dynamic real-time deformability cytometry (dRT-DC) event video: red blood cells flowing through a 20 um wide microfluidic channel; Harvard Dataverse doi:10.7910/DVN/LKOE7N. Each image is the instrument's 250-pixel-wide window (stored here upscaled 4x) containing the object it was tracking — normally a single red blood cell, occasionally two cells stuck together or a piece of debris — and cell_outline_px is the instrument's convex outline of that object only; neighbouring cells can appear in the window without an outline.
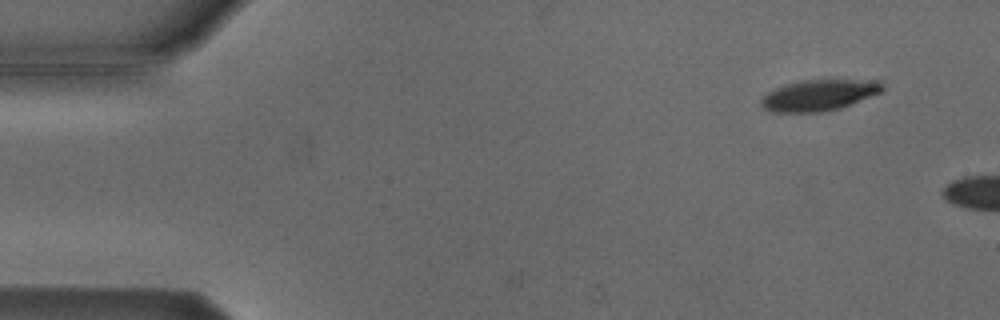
{"species": "Egyptian fruit bat (a non-hibernating species)", "species_latin": "Rousettus aegyptiacus", "temperature_condition": "cold", "stored_images_in_passage": 2, "camera_frame_rate_fps": 3000, "um_per_image_px": 0.085, "animal": {"sex": "male"}, "frame": {"image": 1, "passage_image": 1, "time_ms": 0.0, "image_size_px": [1000, 320], "cell_outline_px": [[884, 92], [840, 108], [820, 112], [772, 112], [764, 108], [760, 104], [760, 100], [768, 92], [776, 88], [800, 80], [884, 80]], "centroid_in_image_um": [69.68, 8.08], "position_along_channel_um": 15.3, "area_um2": 22.08}}